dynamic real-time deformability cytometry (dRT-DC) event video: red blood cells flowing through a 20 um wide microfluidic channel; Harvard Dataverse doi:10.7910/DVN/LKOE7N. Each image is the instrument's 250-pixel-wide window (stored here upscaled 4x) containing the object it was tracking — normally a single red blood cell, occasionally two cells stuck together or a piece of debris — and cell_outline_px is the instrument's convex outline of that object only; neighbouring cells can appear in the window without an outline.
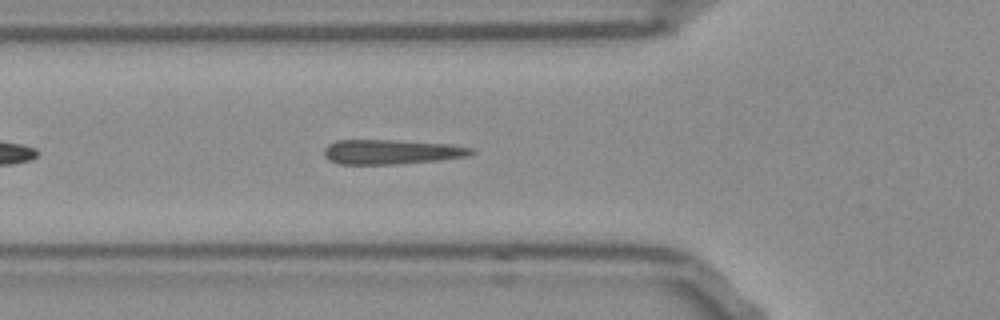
{"species": "Egyptian fruit bat (a non-hibernating species)", "species_latin": "Rousettus aegyptiacus", "temperature_condition": "room temperature", "stored_images_in_passage": 34, "camera_frame_rate_fps": 3000, "um_per_image_px": 0.085, "frame": {"image": 1, "passage_image": 6, "time_ms": 1.667, "image_size_px": [1000, 320], "cell_outline_px": [[476, 152], [468, 156], [436, 160], [396, 164], [340, 164], [328, 160], [324, 156], [324, 148], [328, 144], [336, 140], [396, 140], [452, 144], [472, 148]], "centroid_in_image_um": [33.25, 12.9], "position_along_channel_um": 92.5, "area_um2": 21.21}}
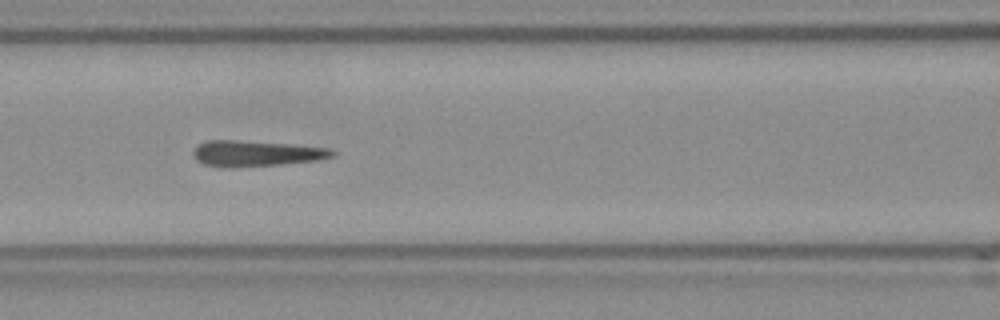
{"frame": {"image": 2, "passage_image": 10, "time_ms": 3.0, "image_size_px": [1000, 320], "cell_outline_px": [[336, 156], [316, 160], [276, 164], [232, 168], [204, 164], [196, 160], [192, 152], [196, 144], [204, 140], [236, 140], [288, 144], [328, 148], [336, 152]], "centroid_in_image_um": [21.7, 13.03], "position_along_channel_um": 144.9, "area_um2": 20.81}, "authors_computed_cell_mechanics": {"area_um2": 20.9236, "velocity_mm_per_s": 3.8471, "shape_relaxation_time_tau1_ms": null, "shape_relaxation_time_tau2_ms": 4.2762, "deformation_change_tau1": null, "deformation_change_tau2": 0.1342}}